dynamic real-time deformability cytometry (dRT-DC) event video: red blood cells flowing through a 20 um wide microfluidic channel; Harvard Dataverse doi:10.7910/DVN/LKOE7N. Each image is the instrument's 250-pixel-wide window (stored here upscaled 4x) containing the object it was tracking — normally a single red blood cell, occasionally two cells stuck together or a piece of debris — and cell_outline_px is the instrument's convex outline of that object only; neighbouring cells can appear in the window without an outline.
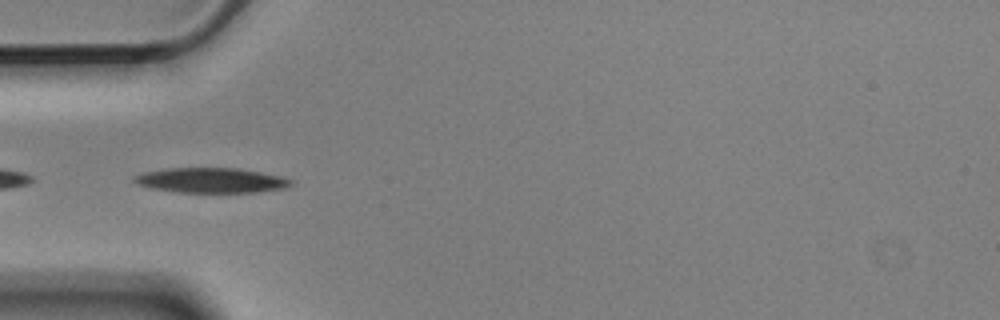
{"species": "Egyptian fruit bat (a non-hibernating species)", "species_latin": "Rousettus aegyptiacus", "temperature_condition": "cold", "stored_images_in_passage": 2, "camera_frame_rate_fps": 3000, "um_per_image_px": 0.085, "animal": {"sex": "male"}, "frame": {"image": 1, "passage_image": 1, "time_ms": 0.0, "image_size_px": [1000, 320], "cell_outline_px": [[292, 184], [284, 188], [256, 192], [180, 192], [152, 188], [136, 184], [132, 180], [132, 176], [144, 172], [164, 168], [240, 168], [284, 176], [292, 180]], "centroid_in_image_um": [17.94, 15.31], "position_along_channel_um": 67.1, "area_um2": 22.95}}
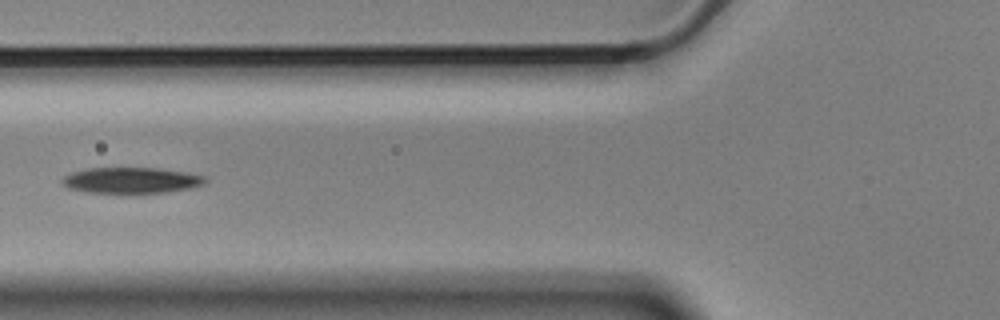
{"frame": {"image": 2, "passage_image": 2, "time_ms": 0.333, "image_size_px": [1000, 320], "cell_outline_px": [[208, 180], [204, 184], [192, 188], [164, 192], [88, 192], [68, 188], [60, 180], [64, 176], [72, 172], [88, 168], [156, 168], [184, 172], [204, 176]], "centroid_in_image_um": [11.16, 15.32], "position_along_channel_um": 114.6, "area_um2": 21.27}}